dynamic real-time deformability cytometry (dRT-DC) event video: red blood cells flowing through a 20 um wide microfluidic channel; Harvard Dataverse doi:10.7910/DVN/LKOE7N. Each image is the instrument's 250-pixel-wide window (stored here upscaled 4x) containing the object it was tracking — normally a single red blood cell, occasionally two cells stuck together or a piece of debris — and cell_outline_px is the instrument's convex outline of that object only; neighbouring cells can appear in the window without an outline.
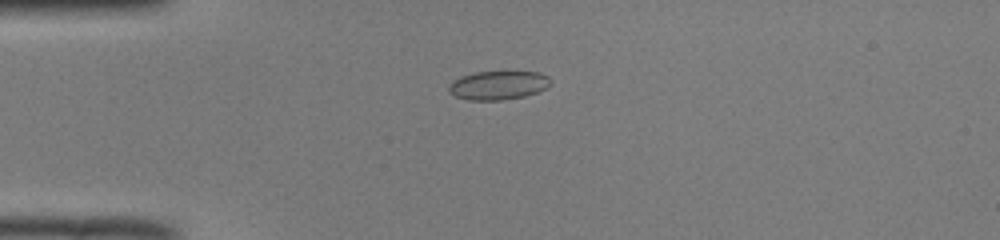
{"species": "common noctule bat (a hibernating species)", "species_latin": "Nyctalus noctula", "temperature_condition": "room temperature", "stored_images_in_passage": 39, "camera_frame_rate_fps": 3000, "um_per_image_px": 0.085, "animal": {"sex": "male", "body_mass_g": 19.0, "forearm_length_mm": 50.8}, "frame": {"image": 1, "passage_image": 1, "time_ms": 0.0, "image_size_px": [1000, 240], "cell_outline_px": [[552, 80], [548, 88], [524, 96], [500, 100], [468, 100], [456, 96], [448, 92], [448, 84], [452, 80], [460, 76], [476, 72], [540, 72], [548, 76]], "centroid_in_image_um": [42.33, 7.24], "position_along_channel_um": 42.7, "area_um2": 17.17}}
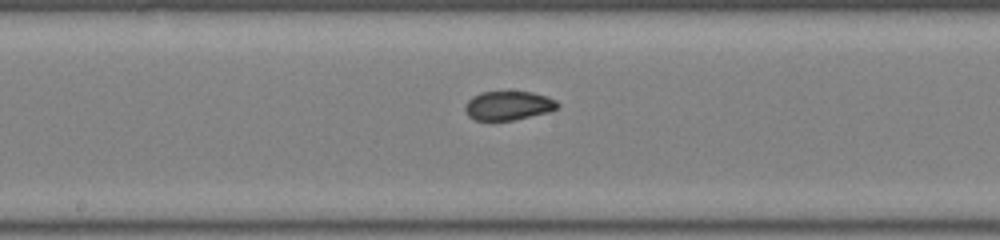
{"frame": {"image": 2, "passage_image": 15, "time_ms": 4.667, "image_size_px": [1000, 240], "cell_outline_px": [[560, 104], [556, 108], [548, 112], [512, 120], [476, 120], [468, 116], [464, 108], [464, 104], [472, 96], [480, 92], [532, 92], [548, 96], [556, 100]], "centroid_in_image_um": [43.19, 8.97], "position_along_channel_um": 205.0, "area_um2": 15.61}}
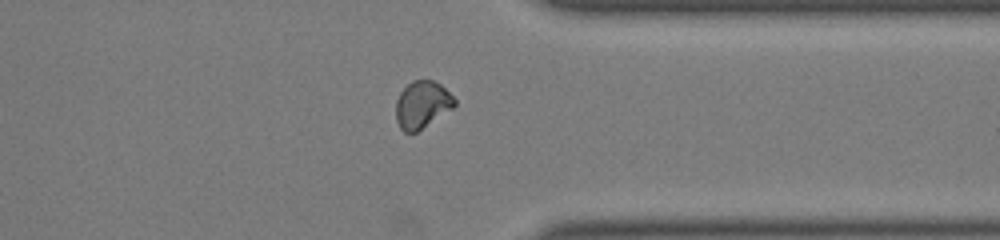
{"frame": {"image": 3, "passage_image": 28, "time_ms": 9.0, "image_size_px": [1000, 240], "cell_outline_px": [[456, 104], [452, 108], [416, 132], [404, 132], [400, 128], [396, 120], [396, 100], [400, 92], [412, 80], [432, 80], [440, 84], [456, 100]], "centroid_in_image_um": [35.85, 8.89], "position_along_channel_um": 375.5, "area_um2": 15.9}, "authors_computed_cell_mechanics": {"area_um2": 15.9528, "velocity_mm_per_s": 3.9987, "shape_relaxation_time_tau1_ms": null, "shape_relaxation_time_tau2_ms": 1.1384, "deformation_change_tau1": null, "deformation_change_tau2": 0.0446}}